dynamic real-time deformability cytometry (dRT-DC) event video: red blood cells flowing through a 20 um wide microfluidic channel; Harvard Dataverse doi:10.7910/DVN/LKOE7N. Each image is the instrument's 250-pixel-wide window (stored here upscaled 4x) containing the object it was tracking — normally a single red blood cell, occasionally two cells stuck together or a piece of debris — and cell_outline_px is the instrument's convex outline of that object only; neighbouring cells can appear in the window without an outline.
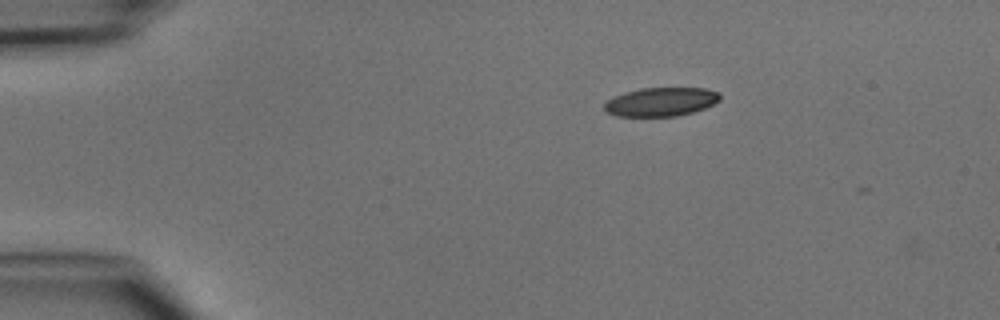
{"species": "common noctule bat (a hibernating species)", "species_latin": "Nyctalus noctula", "temperature_condition": "cold", "stored_images_in_passage": 3, "segment_of_instrument_passage": [1, 2], "camera_frame_rate_fps": 3000, "um_per_image_px": 0.085, "animal": {"sex": "male", "body_mass_g": 15.6}, "frame": {"image": 1, "passage_image": 1, "time_ms": 0.0, "image_size_px": [1000, 320], "cell_outline_px": [[720, 100], [704, 108], [692, 112], [676, 116], [616, 116], [604, 112], [604, 104], [612, 96], [624, 92], [640, 88], [704, 88], [720, 92]], "centroid_in_image_um": [56.14, 8.65], "position_along_channel_um": 28.9, "area_um2": 19.48}}